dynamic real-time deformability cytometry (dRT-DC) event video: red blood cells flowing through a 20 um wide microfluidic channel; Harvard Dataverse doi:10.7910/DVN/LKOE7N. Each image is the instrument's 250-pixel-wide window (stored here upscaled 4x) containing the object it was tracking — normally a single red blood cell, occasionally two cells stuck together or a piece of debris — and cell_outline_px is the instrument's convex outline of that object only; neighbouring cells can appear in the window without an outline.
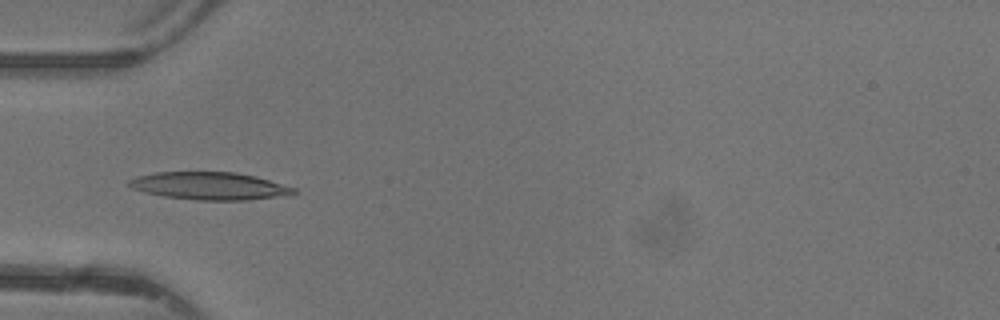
{"species": "common noctule bat (a hibernating species)", "species_latin": "Nyctalus noctula", "temperature_condition": "warm", "stored_images_in_passage": 32, "camera_frame_rate_fps": 3000, "um_per_image_px": 0.085, "animal": {"sex": "female"}, "frame": {"image": 1, "passage_image": 2, "time_ms": 0.333, "image_size_px": [1000, 320], "cell_outline_px": [[296, 192], [276, 196], [248, 200], [196, 200], [164, 196], [132, 188], [128, 184], [128, 180], [136, 176], [156, 172], [236, 172], [256, 176], [296, 188]], "centroid_in_image_um": [17.78, 15.79], "position_along_channel_um": 67.2, "area_um2": 26.18}}
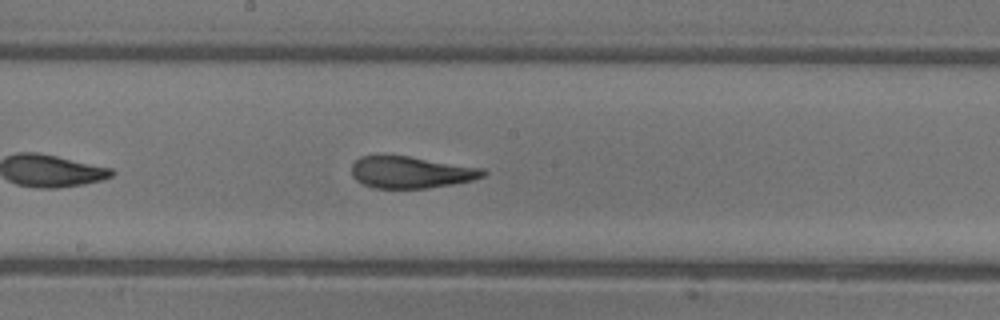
{"frame": {"image": 2, "passage_image": 12, "time_ms": 3.667, "image_size_px": [1000, 320], "cell_outline_px": [[488, 172], [484, 176], [472, 180], [452, 184], [428, 188], [372, 188], [356, 180], [352, 176], [352, 164], [360, 156], [408, 156], [484, 168]], "centroid_in_image_um": [34.94, 14.65], "position_along_channel_um": 213.3, "area_um2": 24.28}}
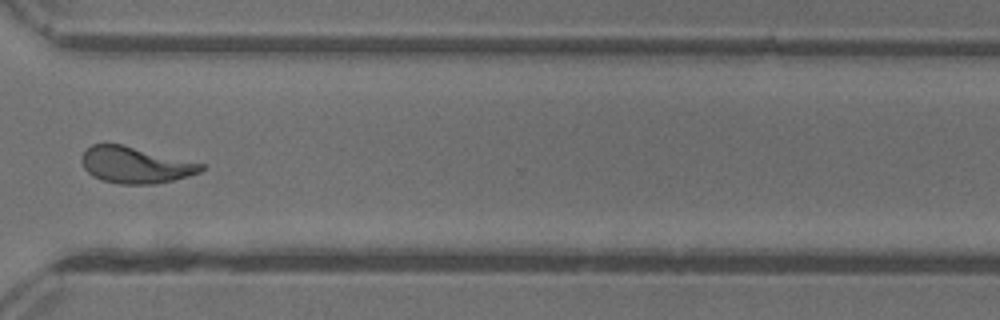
{"frame": {"image": 3, "passage_image": 22, "time_ms": 7.0, "image_size_px": [1000, 320], "cell_outline_px": [[204, 168], [200, 172], [188, 176], [172, 180], [152, 184], [120, 184], [104, 180], [92, 176], [84, 168], [80, 160], [80, 156], [92, 144], [120, 144], [204, 164]], "centroid_in_image_um": [11.47, 14.03], "position_along_channel_um": 359.1, "area_um2": 24.97}, "authors_computed_cell_mechanics": {"area_um2": 24.6517, "velocity_mm_per_s": 4.3891, "shape_relaxation_time_tau1_ms": 6.2385, "shape_relaxation_time_tau2_ms": 0.968, "deformation_change_tau1": 0.2423, "deformation_change_tau2": 0.0862}}